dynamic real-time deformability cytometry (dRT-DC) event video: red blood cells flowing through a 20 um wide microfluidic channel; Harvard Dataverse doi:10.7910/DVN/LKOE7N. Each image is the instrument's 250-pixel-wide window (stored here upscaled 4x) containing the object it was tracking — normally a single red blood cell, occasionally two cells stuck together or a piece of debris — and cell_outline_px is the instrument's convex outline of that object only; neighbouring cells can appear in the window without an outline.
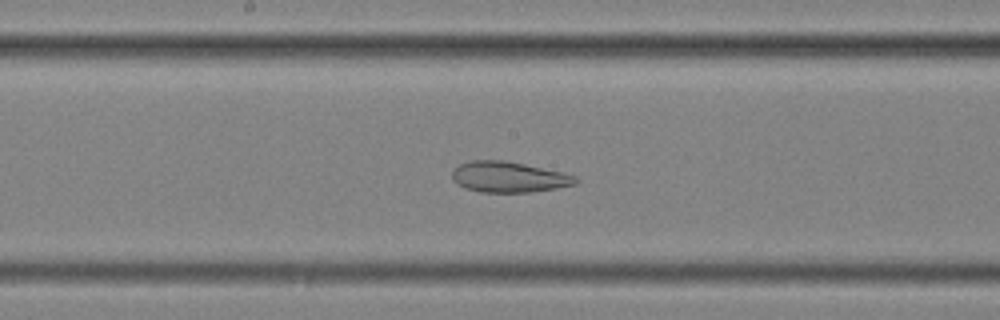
{"species": "common noctule bat (a hibernating species)", "species_latin": "Nyctalus noctula", "temperature_condition": "cold", "stored_images_in_passage": 56, "camera_frame_rate_fps": 3000, "um_per_image_px": 0.085, "animal": {"sex": "female", "body_mass_g": 25.1}, "frame": {"image": 1, "passage_image": 29, "time_ms": 9.333, "image_size_px": [1000, 320], "cell_outline_px": [[580, 180], [576, 184], [556, 188], [528, 192], [480, 192], [464, 188], [456, 184], [452, 180], [452, 172], [460, 164], [472, 160], [504, 160], [524, 164], [560, 172], [576, 176]], "centroid_in_image_um": [43.22, 15.05], "position_along_channel_um": 205.0, "area_um2": 22.02}}
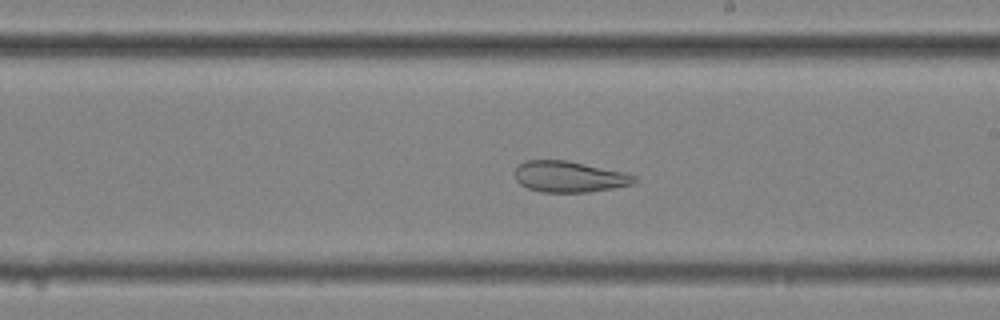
{"frame": {"image": 2, "passage_image": 32, "time_ms": 10.333, "image_size_px": [1000, 320], "cell_outline_px": [[640, 180], [632, 184], [612, 188], [588, 192], [540, 192], [528, 188], [520, 184], [516, 180], [516, 168], [524, 160], [564, 160], [624, 172], [636, 176]], "centroid_in_image_um": [48.39, 15.02], "position_along_channel_um": 240.6, "area_um2": 21.5}}
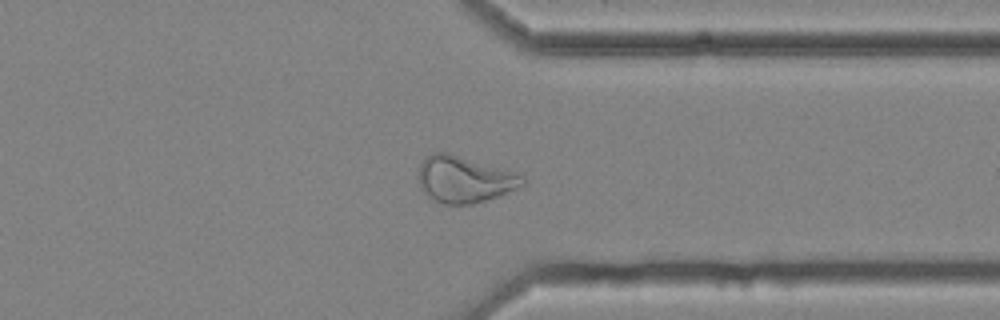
{"frame": {"image": 3, "passage_image": 43, "time_ms": 14.0, "image_size_px": [1000, 320], "cell_outline_px": [[528, 180], [524, 184], [496, 196], [472, 204], [444, 204], [436, 200], [420, 188], [420, 164], [424, 156], [432, 152], [448, 152], [524, 172]], "centroid_in_image_um": [39.56, 15.19], "position_along_channel_um": 371.8, "area_um2": 28.61}}